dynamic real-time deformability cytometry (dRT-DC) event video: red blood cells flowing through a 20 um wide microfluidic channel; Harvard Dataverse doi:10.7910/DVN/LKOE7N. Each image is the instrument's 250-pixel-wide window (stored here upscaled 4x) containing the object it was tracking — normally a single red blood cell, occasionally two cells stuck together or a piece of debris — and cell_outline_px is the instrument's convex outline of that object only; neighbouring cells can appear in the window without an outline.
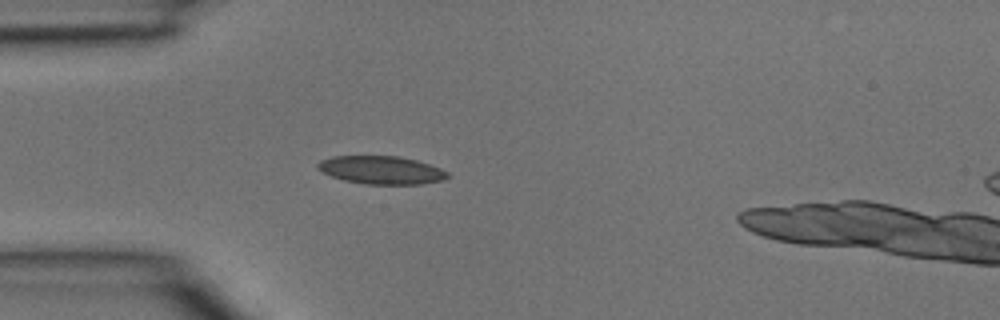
{"species": "common noctule bat (a hibernating species)", "species_latin": "Nyctalus noctula", "temperature_condition": "room temperature", "stored_images_in_passage": 3, "camera_frame_rate_fps": 3000, "um_per_image_px": 0.085, "animal": {"sex": "male", "body_mass_g": 15.6}, "frame": {"image": 1, "passage_image": 2, "time_ms": 0.333, "image_size_px": [1000, 320], "cell_outline_px": [[452, 176], [444, 180], [424, 184], [368, 184], [344, 180], [332, 176], [316, 168], [316, 164], [320, 160], [332, 156], [400, 156], [416, 160], [440, 168], [448, 172]], "centroid_in_image_um": [32.44, 14.45], "position_along_channel_um": 52.6, "area_um2": 21.33}}